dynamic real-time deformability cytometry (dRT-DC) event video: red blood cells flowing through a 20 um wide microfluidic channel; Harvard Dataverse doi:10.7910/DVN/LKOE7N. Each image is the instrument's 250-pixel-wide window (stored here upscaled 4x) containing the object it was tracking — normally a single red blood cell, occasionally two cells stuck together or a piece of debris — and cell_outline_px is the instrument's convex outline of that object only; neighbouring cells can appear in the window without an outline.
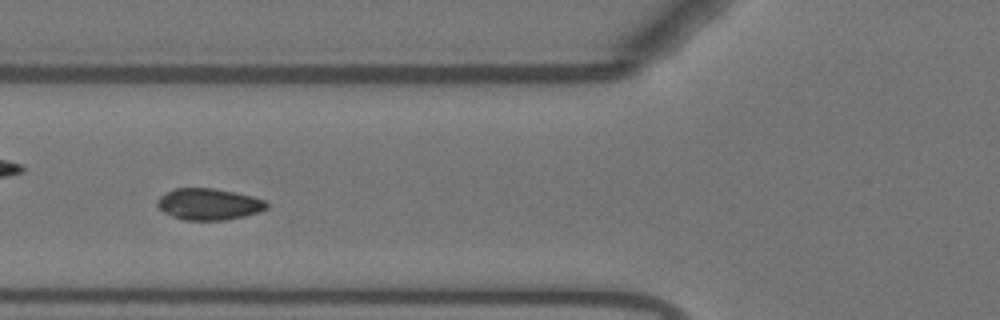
{"species": "Egyptian fruit bat (a non-hibernating species)", "species_latin": "Rousettus aegyptiacus", "temperature_condition": "warm", "stored_images_in_passage": 40, "camera_frame_rate_fps": 3000, "um_per_image_px": 0.085, "animal": {"sex": "female"}, "frame": {"image": 1, "passage_image": 6, "time_ms": 1.667, "image_size_px": [1000, 320], "cell_outline_px": [[268, 208], [260, 212], [244, 216], [224, 220], [184, 220], [172, 216], [164, 212], [156, 204], [156, 200], [160, 196], [176, 188], [212, 188], [252, 196], [264, 200], [268, 204]], "centroid_in_image_um": [17.75, 17.36], "position_along_channel_um": 108.1, "area_um2": 19.94}}
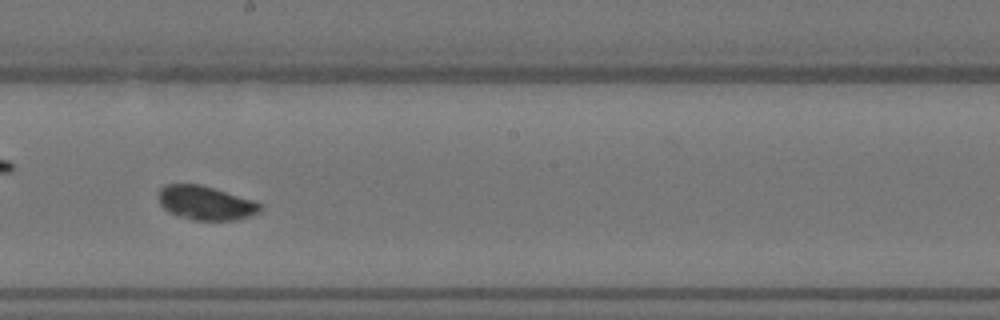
{"frame": {"image": 2, "passage_image": 16, "time_ms": 5.0, "image_size_px": [1000, 320], "cell_outline_px": [[260, 208], [256, 212], [248, 216], [236, 220], [192, 220], [176, 216], [168, 212], [160, 204], [160, 188], [168, 184], [200, 184], [252, 200], [260, 204]], "centroid_in_image_um": [17.42, 17.26], "position_along_channel_um": 230.8, "area_um2": 19.77}}
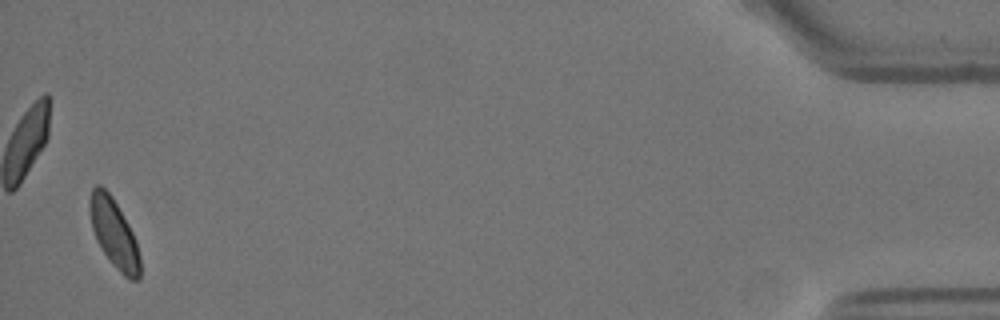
{"frame": {"image": 3, "passage_image": 39, "time_ms": 12.667, "image_size_px": [1000, 320], "cell_outline_px": [[140, 280], [128, 280], [112, 264], [100, 248], [96, 240], [92, 228], [88, 204], [88, 200], [92, 188], [96, 184], [100, 184], [112, 196], [128, 224], [136, 240], [140, 256]], "centroid_in_image_um": [9.68, 19.84], "position_along_channel_um": 425.5, "area_um2": 20.35}, "authors_computed_cell_mechanics": {"area_um2": 20.2011, "velocity_mm_per_s": 3.678, "shape_relaxation_time_tau1_ms": 3.4082, "shape_relaxation_time_tau2_ms": null, "deformation_change_tau1": 0.0518, "deformation_change_tau2": null}}